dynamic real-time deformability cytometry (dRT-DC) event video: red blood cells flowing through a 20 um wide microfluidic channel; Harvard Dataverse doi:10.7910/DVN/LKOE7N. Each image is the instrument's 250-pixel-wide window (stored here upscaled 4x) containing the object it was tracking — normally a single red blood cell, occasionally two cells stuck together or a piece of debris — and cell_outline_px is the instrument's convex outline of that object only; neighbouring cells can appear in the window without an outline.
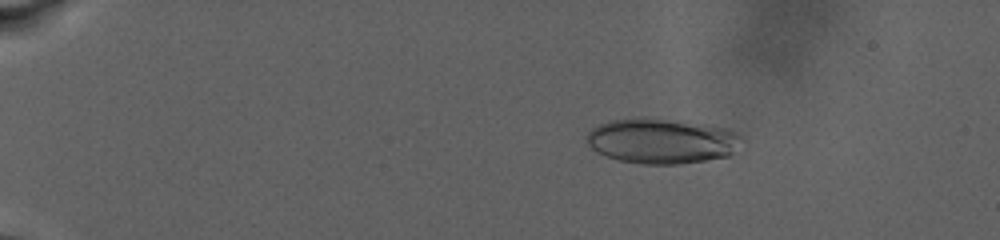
{"species": "human", "species_latin": "Homo sapiens", "temperature_condition": "warm", "stored_images_in_passage": 47, "camera_frame_rate_fps": 3000, "um_per_image_px": 0.085, "donor": {"sex": "male"}, "frame": {"image": 1, "passage_image": 3, "time_ms": 2.0, "image_size_px": [1000, 240], "cell_outline_px": [[744, 136], [732, 152], [728, 156], [680, 164], [644, 164], [620, 160], [596, 152], [588, 144], [584, 136], [592, 128], [600, 124], [612, 120], [636, 116], [644, 116], [704, 124], [728, 128]], "centroid_in_image_um": [56.22, 11.96], "position_along_channel_um": 28.8, "area_um2": 41.04}}
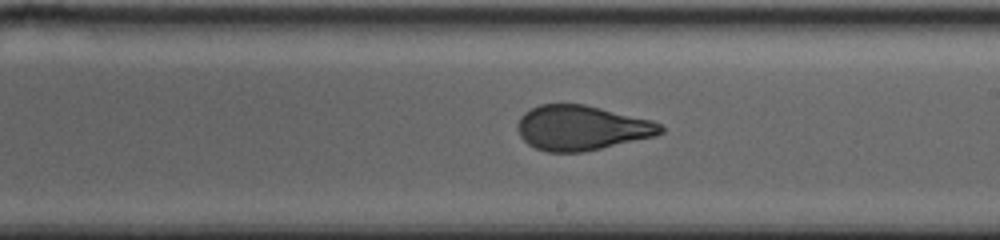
{"frame": {"image": 2, "passage_image": 24, "time_ms": 15.0, "image_size_px": [1000, 240], "cell_outline_px": [[664, 132], [652, 136], [600, 148], [580, 152], [548, 152], [536, 148], [528, 144], [520, 136], [516, 128], [516, 124], [520, 116], [524, 112], [540, 104], [584, 104], [652, 120], [660, 124], [664, 128]], "centroid_in_image_um": [49.39, 10.86], "position_along_channel_um": 239.6, "area_um2": 37.11}}
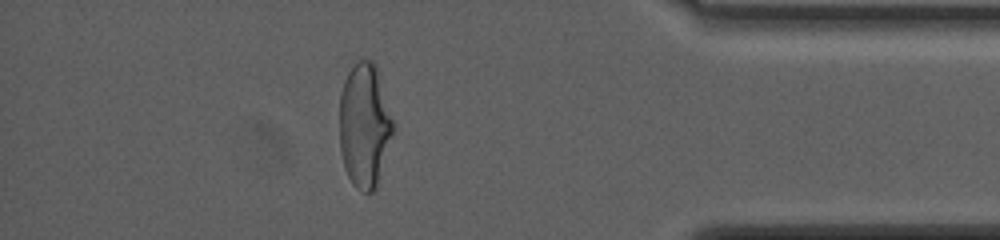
{"frame": {"image": 3, "passage_image": 41, "time_ms": 22.667, "image_size_px": [1000, 240], "cell_outline_px": [[392, 132], [376, 188], [372, 192], [364, 192], [356, 188], [352, 184], [344, 168], [340, 152], [340, 92], [344, 80], [348, 72], [360, 60], [372, 60], [376, 64], [392, 120]], "centroid_in_image_um": [30.95, 10.67], "position_along_channel_um": 404.3, "area_um2": 38.21}}